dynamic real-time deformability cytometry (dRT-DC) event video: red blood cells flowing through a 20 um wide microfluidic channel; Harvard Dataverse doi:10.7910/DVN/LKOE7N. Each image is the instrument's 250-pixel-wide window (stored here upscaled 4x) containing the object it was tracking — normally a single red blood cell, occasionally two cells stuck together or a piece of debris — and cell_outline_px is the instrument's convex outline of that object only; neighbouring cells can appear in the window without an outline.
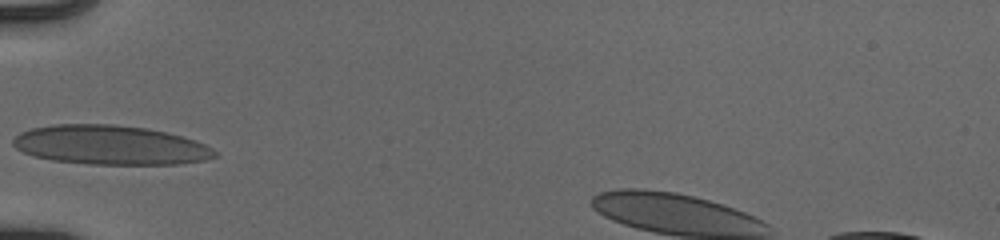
{"species": "human", "species_latin": "Homo sapiens", "temperature_condition": "cold", "stored_images_in_passage": 28, "camera_frame_rate_fps": 3000, "um_per_image_px": 0.085, "donor": {"sex": "male"}, "frame": {"image": 1, "passage_image": 1, "time_ms": 0.0, "image_size_px": [1000, 240], "cell_outline_px": [[216, 156], [204, 160], [176, 164], [88, 164], [52, 160], [36, 156], [24, 152], [16, 148], [12, 144], [12, 140], [20, 132], [32, 128], [52, 124], [112, 124], [148, 128], [196, 140], [212, 148], [216, 152]], "centroid_in_image_um": [9.35, 12.32], "position_along_channel_um": 75.6, "area_um2": 46.07}}
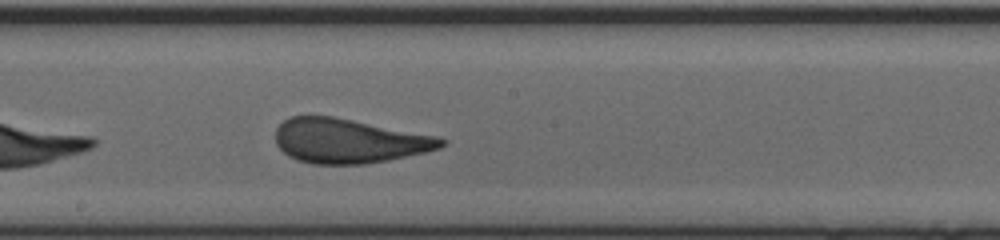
{"frame": {"image": 2, "passage_image": 12, "time_ms": 3.667, "image_size_px": [1000, 240], "cell_outline_px": [[448, 140], [440, 148], [424, 152], [388, 160], [364, 164], [312, 164], [296, 160], [288, 156], [276, 144], [276, 128], [284, 120], [292, 116], [332, 116], [436, 136]], "centroid_in_image_um": [29.62, 11.98], "position_along_channel_um": 218.6, "area_um2": 42.66}}
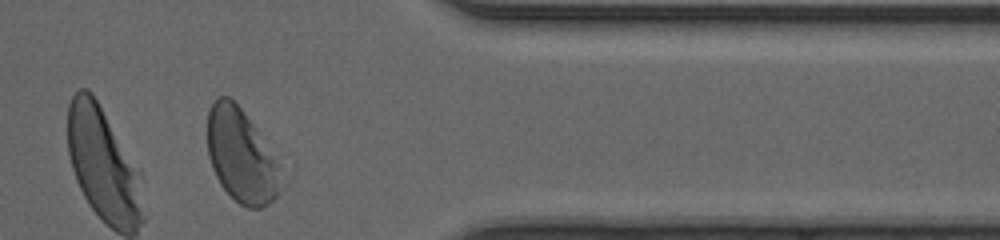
{"frame": {"image": 3, "passage_image": 26, "time_ms": 8.333, "image_size_px": [1000, 240], "cell_outline_px": [[280, 192], [268, 204], [260, 208], [248, 208], [240, 204], [220, 184], [212, 168], [208, 156], [208, 112], [216, 96], [228, 96], [240, 108], [256, 128], [272, 160]], "centroid_in_image_um": [20.39, 13.22], "position_along_channel_um": 391.0, "area_um2": 38.26}, "authors_computed_cell_mechanics": {"area_um2": 42.772, "velocity_mm_per_s": 3.9243, "shape_relaxation_time_tau1_ms": 5.0413, "shape_relaxation_time_tau2_ms": null, "deformation_change_tau1": 0.178, "deformation_change_tau2": null}}